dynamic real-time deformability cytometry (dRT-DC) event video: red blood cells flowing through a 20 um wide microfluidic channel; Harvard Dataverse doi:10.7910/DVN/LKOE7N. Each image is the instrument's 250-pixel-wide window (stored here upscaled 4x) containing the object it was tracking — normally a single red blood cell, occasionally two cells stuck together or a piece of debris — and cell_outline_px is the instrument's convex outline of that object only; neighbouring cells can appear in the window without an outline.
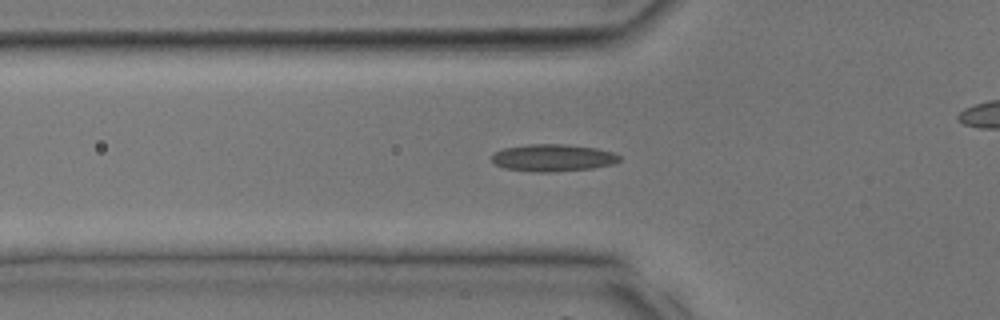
{"species": "common noctule bat (a hibernating species)", "species_latin": "Nyctalus noctula", "temperature_condition": "room temperature", "stored_images_in_passage": 32, "camera_frame_rate_fps": 3000, "um_per_image_px": 0.085, "animal": {"sex": "male", "body_mass_g": 17.9, "forearm_length_mm": 54.2}, "frame": {"image": 1, "passage_image": 8, "time_ms": 2.333, "image_size_px": [1000, 320], "cell_outline_px": [[620, 160], [612, 164], [592, 168], [548, 172], [540, 172], [504, 168], [496, 164], [492, 160], [492, 156], [496, 152], [504, 148], [528, 144], [564, 144], [596, 148], [612, 152], [620, 156]], "centroid_in_image_um": [47.0, 13.4], "position_along_channel_um": 78.8, "area_um2": 19.94}}
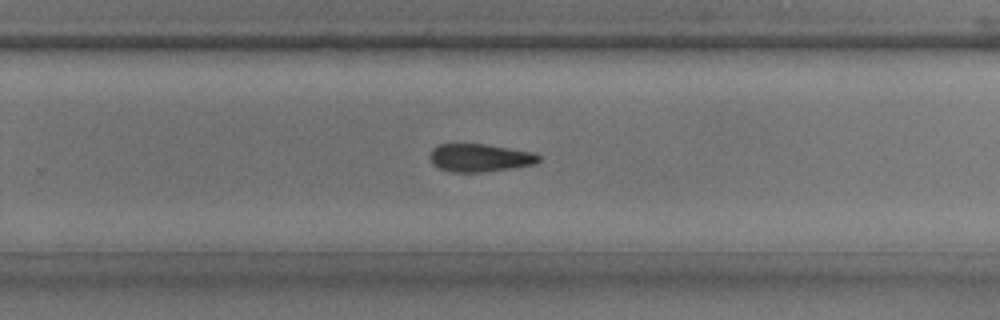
{"frame": {"image": 2, "passage_image": 19, "time_ms": 6.0, "image_size_px": [1000, 320], "cell_outline_px": [[540, 160], [536, 164], [512, 168], [484, 172], [452, 172], [440, 168], [432, 164], [428, 156], [432, 148], [440, 144], [484, 144], [532, 152], [540, 156]], "centroid_in_image_um": [40.76, 13.42], "position_along_channel_um": 289.0, "area_um2": 17.74}}
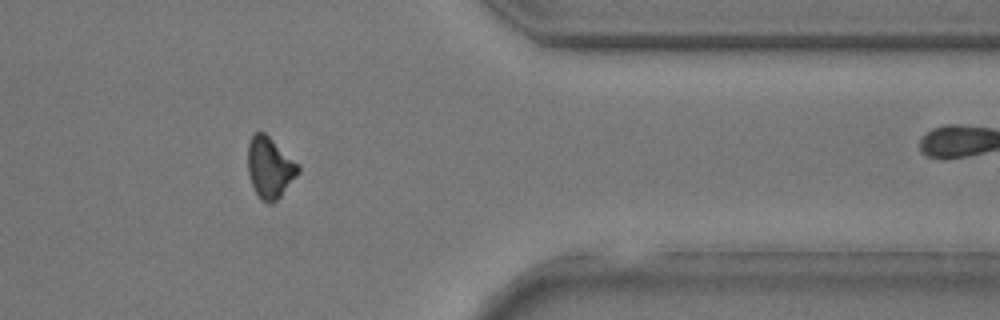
{"frame": {"image": 3, "passage_image": 25, "time_ms": 8.0, "image_size_px": [1000, 320], "cell_outline_px": [[300, 172], [280, 196], [272, 204], [268, 204], [260, 200], [252, 184], [248, 172], [248, 144], [252, 136], [256, 132], [264, 132], [300, 164]], "centroid_in_image_um": [22.95, 14.25], "position_along_channel_um": 388.4, "area_um2": 17.92}}